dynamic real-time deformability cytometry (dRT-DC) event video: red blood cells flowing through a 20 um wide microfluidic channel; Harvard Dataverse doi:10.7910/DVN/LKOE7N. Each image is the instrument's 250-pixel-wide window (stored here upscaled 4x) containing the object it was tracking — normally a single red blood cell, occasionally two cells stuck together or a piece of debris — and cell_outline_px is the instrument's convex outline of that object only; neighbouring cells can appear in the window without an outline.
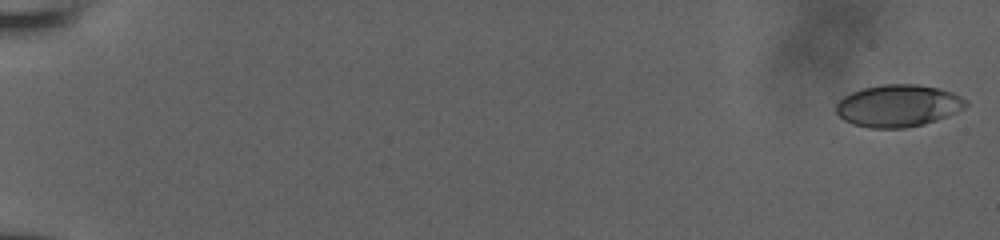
{"species": "human", "species_latin": "Homo sapiens", "temperature_condition": "room temperature", "stored_images_in_passage": 56, "camera_frame_rate_fps": 3000, "um_per_image_px": 0.085, "donor": {"sex": "male"}, "frame": {"image": 1, "passage_image": 1, "time_ms": 0.0, "image_size_px": [1000, 240], "cell_outline_px": [[968, 104], [964, 108], [956, 112], [936, 120], [924, 124], [904, 128], [868, 128], [852, 124], [844, 120], [836, 112], [836, 104], [844, 96], [852, 92], [864, 88], [884, 84], [916, 84], [940, 88], [952, 92], [968, 100]], "centroid_in_image_um": [76.35, 8.99], "position_along_channel_um": 8.7, "area_um2": 31.91}}
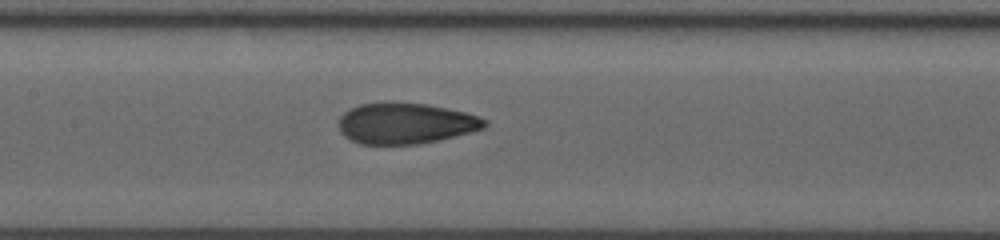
{"frame": {"image": 2, "passage_image": 30, "time_ms": 9.667, "image_size_px": [1000, 240], "cell_outline_px": [[488, 124], [484, 128], [440, 140], [416, 144], [360, 144], [344, 136], [340, 132], [340, 116], [344, 112], [360, 104], [428, 104], [448, 108], [480, 116], [488, 120]], "centroid_in_image_um": [34.52, 10.51], "position_along_channel_um": 172.9, "area_um2": 34.28}}
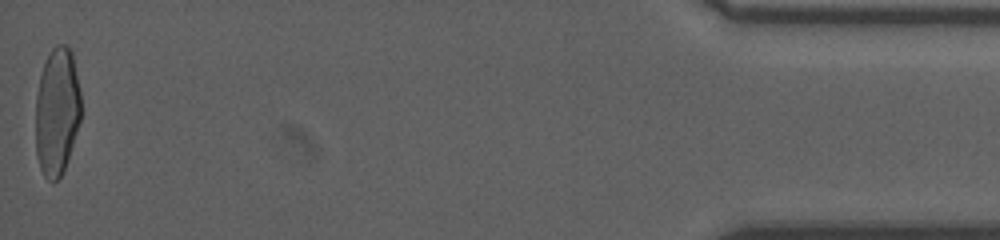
{"frame": {"image": 3, "passage_image": 56, "time_ms": 18.333, "image_size_px": [1000, 240], "cell_outline_px": [[80, 120], [68, 160], [60, 176], [52, 184], [44, 176], [40, 168], [36, 156], [36, 96], [40, 76], [44, 64], [52, 48], [56, 44], [64, 44], [72, 52], [80, 92]], "centroid_in_image_um": [4.83, 9.51], "position_along_channel_um": 430.4, "area_um2": 33.76}, "authors_computed_cell_mechanics": {"area_um2": 34.4199, "velocity_mm_per_s": 3.935, "shape_relaxation_time_tau1_ms": 7.5146, "shape_relaxation_time_tau2_ms": 0.9728, "deformation_change_tau1": 0.2284, "deformation_change_tau2": 0.0682}}